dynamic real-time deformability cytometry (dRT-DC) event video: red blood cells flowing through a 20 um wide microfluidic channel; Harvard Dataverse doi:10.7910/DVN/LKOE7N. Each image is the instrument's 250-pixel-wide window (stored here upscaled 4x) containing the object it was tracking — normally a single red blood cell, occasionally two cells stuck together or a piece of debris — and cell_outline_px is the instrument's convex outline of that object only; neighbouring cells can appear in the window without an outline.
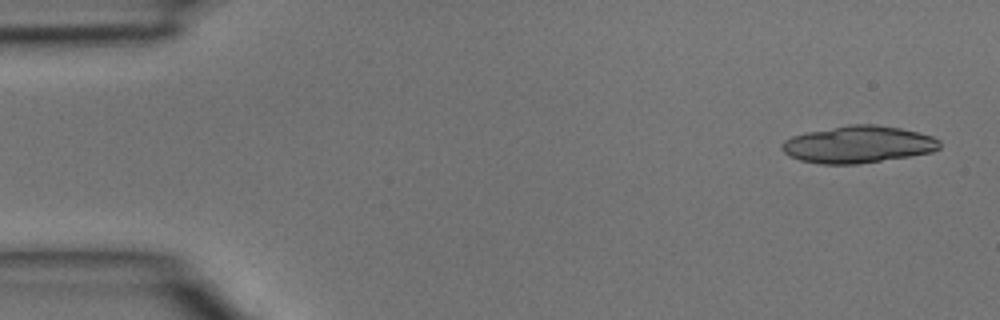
{"species": "common noctule bat (a hibernating species)", "species_latin": "Nyctalus noctula", "temperature_condition": "room temperature", "stored_images_in_passage": 2, "camera_frame_rate_fps": 3000, "um_per_image_px": 0.085, "animal": {"sex": "male", "body_mass_g": 15.6}, "frame": {"image": 1, "passage_image": 2, "time_ms": 0.333, "image_size_px": [1000, 320], "cell_outline_px": [[940, 148], [932, 152], [908, 156], [856, 164], [820, 164], [800, 160], [788, 156], [780, 148], [780, 144], [784, 140], [792, 136], [808, 132], [848, 124], [876, 124], [900, 128], [932, 136], [940, 140]], "centroid_in_image_um": [72.91, 12.27], "position_along_channel_um": 12.1, "area_um2": 34.04}}